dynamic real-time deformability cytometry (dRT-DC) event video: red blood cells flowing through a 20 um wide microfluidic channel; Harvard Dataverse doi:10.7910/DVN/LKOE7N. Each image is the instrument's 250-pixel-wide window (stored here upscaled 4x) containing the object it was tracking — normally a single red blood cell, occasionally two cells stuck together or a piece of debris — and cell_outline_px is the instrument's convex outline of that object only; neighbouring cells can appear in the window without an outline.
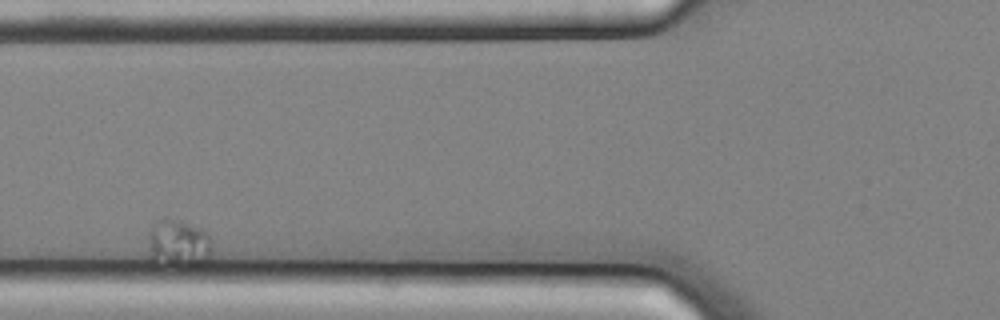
{"species": "common noctule bat (a hibernating species)", "species_latin": "Nyctalus noctula", "temperature_condition": "cold", "stored_images_in_passage": 10, "camera_frame_rate_fps": 3000, "um_per_image_px": 0.085, "animal": {"sex": "male", "body_mass_g": 20.4}, "frame": {"image": 1, "passage_image": 6, "time_ms": 1.667, "image_size_px": [1000, 320], "cell_outline_px": [[212, 252], [208, 260], [192, 264], [188, 264], [152, 260], [148, 256], [148, 232], [152, 224], [160, 220], [180, 220], [200, 228], [208, 232], [212, 240]], "centroid_in_image_um": [15.18, 20.62], "position_along_channel_um": 110.6, "area_um2": 17.22}}
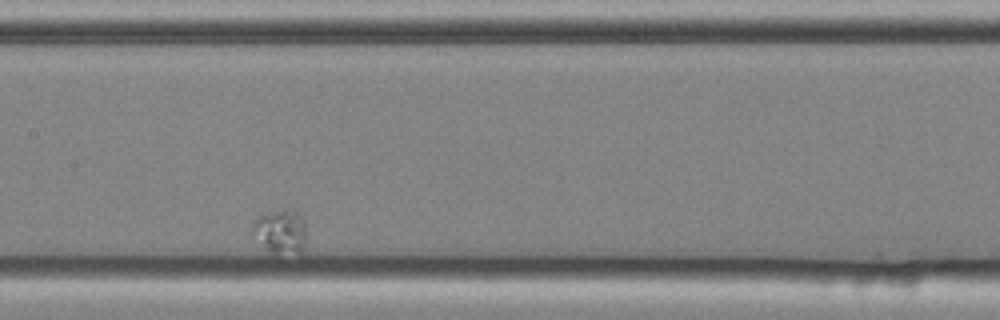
{"frame": {"image": 2, "passage_image": 9, "time_ms": 2.667, "image_size_px": [1000, 320], "cell_outline_px": [[304, 256], [300, 256], [272, 252], [264, 244], [252, 228], [252, 220], [260, 216], [288, 208], [292, 208], [304, 220]], "centroid_in_image_um": [23.93, 19.7], "position_along_channel_um": 183.5, "area_um2": 13.53}}
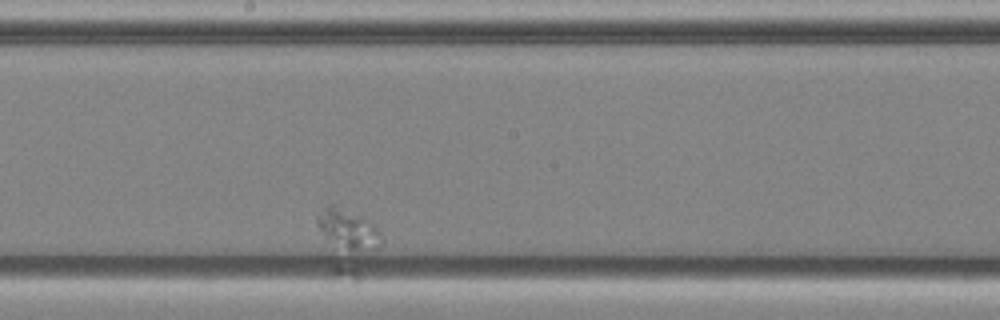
{"frame": {"image": 3, "passage_image": 10, "time_ms": 3.0, "image_size_px": [1000, 320], "cell_outline_px": [[380, 248], [352, 252], [324, 236], [316, 220], [324, 208], [328, 204], [368, 220], [380, 232]], "centroid_in_image_um": [29.62, 19.53], "position_along_channel_um": 218.6, "area_um2": 13.93}}